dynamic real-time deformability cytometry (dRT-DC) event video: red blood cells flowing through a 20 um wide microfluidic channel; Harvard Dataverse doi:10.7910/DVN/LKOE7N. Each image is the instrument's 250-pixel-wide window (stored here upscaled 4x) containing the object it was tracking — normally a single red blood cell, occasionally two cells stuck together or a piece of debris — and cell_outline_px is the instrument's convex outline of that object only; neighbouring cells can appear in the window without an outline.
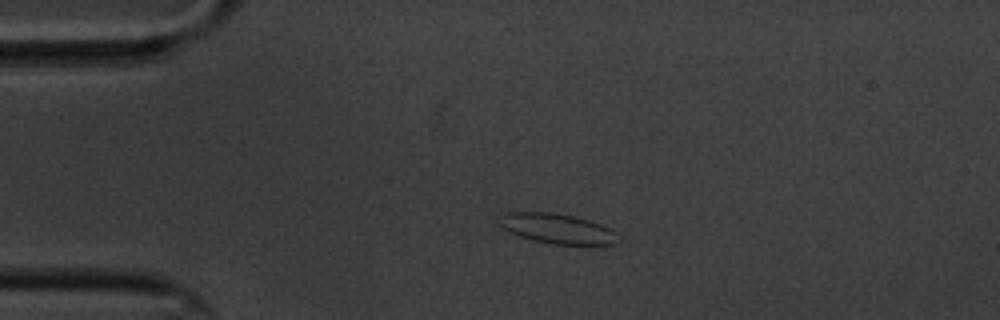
{"species": "common noctule bat (a hibernating species)", "species_latin": "Nyctalus noctula", "temperature_condition": "cold", "stored_images_in_passage": 4, "camera_frame_rate_fps": 3000, "um_per_image_px": 0.085, "animal": {"sex": "male", "body_mass_g": 20.1, "forearm_length_mm": 53.5}, "frame": {"image": 1, "passage_image": 3, "time_ms": 2.333, "image_size_px": [1000, 320], "cell_outline_px": [[620, 240], [616, 244], [552, 244], [532, 240], [508, 232], [500, 228], [496, 220], [496, 216], [504, 212], [548, 212], [572, 216], [588, 220], [600, 224], [616, 232]], "centroid_in_image_um": [47.26, 19.42], "position_along_channel_um": 37.7, "area_um2": 20.98}}